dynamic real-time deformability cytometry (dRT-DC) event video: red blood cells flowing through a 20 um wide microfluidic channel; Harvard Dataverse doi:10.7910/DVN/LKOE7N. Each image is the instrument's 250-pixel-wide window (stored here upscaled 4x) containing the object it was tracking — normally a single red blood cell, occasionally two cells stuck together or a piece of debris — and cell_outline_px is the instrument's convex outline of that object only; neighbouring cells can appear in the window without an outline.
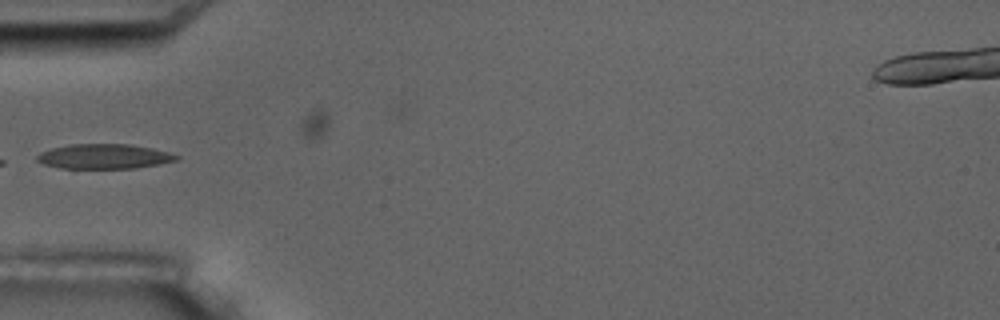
{"species": "common noctule bat (a hibernating species)", "species_latin": "Nyctalus noctula", "temperature_condition": "room temperature", "stored_images_in_passage": 6, "camera_frame_rate_fps": 3000, "um_per_image_px": 0.085, "animal": {"sex": "male", "body_mass_g": 17.5, "forearm_length_mm": 52.3}, "frame": {"image": 1, "passage_image": 4, "time_ms": 3.333, "image_size_px": [1000, 320], "cell_outline_px": [[180, 156], [176, 160], [160, 164], [136, 168], [60, 168], [44, 164], [36, 160], [36, 156], [40, 152], [52, 148], [68, 144], [128, 144], [152, 148], [168, 152]], "centroid_in_image_um": [8.83, 13.29], "position_along_channel_um": 76.2, "area_um2": 20.11}}